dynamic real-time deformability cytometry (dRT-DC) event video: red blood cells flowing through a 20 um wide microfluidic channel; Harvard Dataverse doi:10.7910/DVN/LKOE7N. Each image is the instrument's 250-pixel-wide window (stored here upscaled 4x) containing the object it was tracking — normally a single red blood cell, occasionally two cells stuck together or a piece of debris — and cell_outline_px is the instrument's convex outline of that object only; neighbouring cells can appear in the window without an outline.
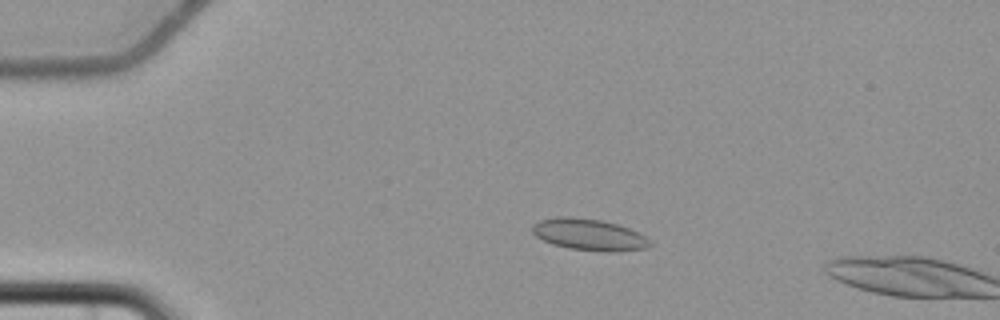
{"species": "common noctule bat (a hibernating species)", "species_latin": "Nyctalus noctula", "temperature_condition": "cold", "stored_images_in_passage": 6, "camera_frame_rate_fps": 3000, "um_per_image_px": 0.085, "animal": {"sex": "female", "body_mass_g": 22.7, "forearm_length_mm": 54.2}, "frame": {"image": 1, "passage_image": 5, "time_ms": 4.667, "image_size_px": [1000, 320], "cell_outline_px": [[652, 244], [648, 248], [616, 252], [600, 252], [568, 248], [552, 244], [536, 236], [532, 232], [532, 224], [540, 220], [556, 216], [572, 216], [600, 220], [616, 224], [640, 232], [652, 240]], "centroid_in_image_um": [50.1, 19.95], "position_along_channel_um": 34.9, "area_um2": 22.02}}